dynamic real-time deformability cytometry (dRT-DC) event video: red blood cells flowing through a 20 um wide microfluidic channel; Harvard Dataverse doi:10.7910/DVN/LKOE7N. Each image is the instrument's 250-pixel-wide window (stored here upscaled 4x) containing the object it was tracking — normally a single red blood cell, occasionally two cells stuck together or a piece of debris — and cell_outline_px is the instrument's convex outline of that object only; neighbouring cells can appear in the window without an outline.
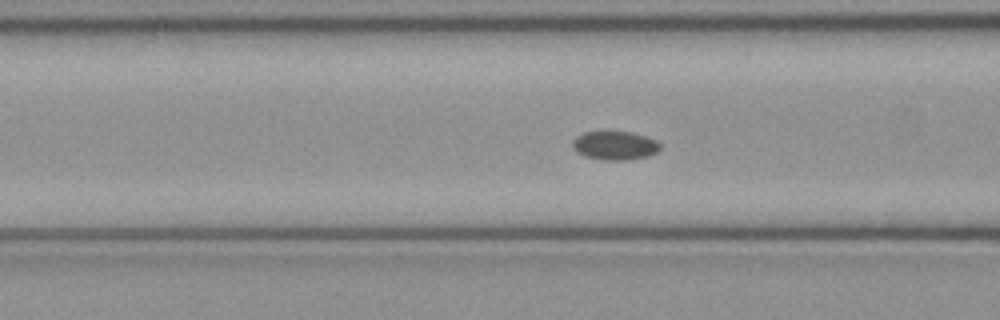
{"species": "common noctule bat (a hibernating species)", "species_latin": "Nyctalus noctula", "temperature_condition": "cold", "stored_images_in_passage": 54, "camera_frame_rate_fps": 3000, "um_per_image_px": 0.085, "animal": {"sex": "female", "body_mass_g": 21.9}, "frame": {"image": 1, "passage_image": 21, "time_ms": 6.667, "image_size_px": [1000, 320], "cell_outline_px": [[660, 148], [656, 152], [648, 156], [628, 160], [604, 160], [584, 156], [576, 152], [572, 148], [572, 140], [576, 136], [584, 132], [632, 132], [656, 140], [660, 144]], "centroid_in_image_um": [52.23, 12.37], "position_along_channel_um": 114.4, "area_um2": 14.68}}
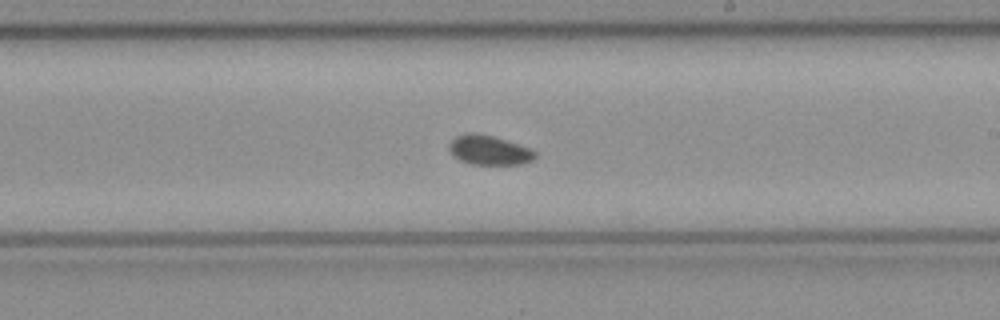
{"frame": {"image": 2, "passage_image": 31, "time_ms": 10.0, "image_size_px": [1000, 320], "cell_outline_px": [[536, 156], [532, 160], [520, 164], [472, 164], [460, 160], [448, 148], [448, 144], [456, 136], [464, 132], [476, 132], [492, 136], [528, 148], [536, 152]], "centroid_in_image_um": [41.53, 12.75], "position_along_channel_um": 247.5, "area_um2": 14.51}}
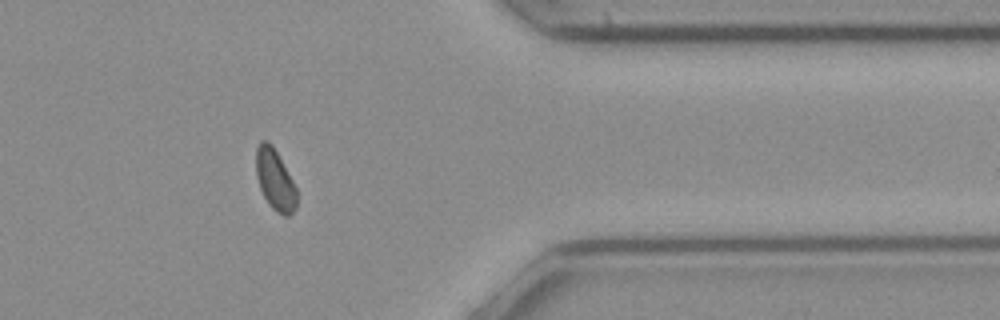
{"frame": {"image": 3, "passage_image": 43, "time_ms": 14.0, "image_size_px": [1000, 320], "cell_outline_px": [[296, 208], [288, 216], [284, 216], [276, 212], [268, 204], [260, 188], [256, 176], [256, 148], [260, 140], [268, 140], [272, 144], [292, 180], [296, 188]], "centroid_in_image_um": [23.35, 15.27], "position_along_channel_um": 388.0, "area_um2": 14.39}, "authors_computed_cell_mechanics": {"area_um2": 14.6523, "velocity_mm_per_s": 3.9889, "shape_relaxation_time_tau1_ms": null, "shape_relaxation_time_tau2_ms": 8.8586, "deformation_change_tau1": null, "deformation_change_tau2": 0.1}}